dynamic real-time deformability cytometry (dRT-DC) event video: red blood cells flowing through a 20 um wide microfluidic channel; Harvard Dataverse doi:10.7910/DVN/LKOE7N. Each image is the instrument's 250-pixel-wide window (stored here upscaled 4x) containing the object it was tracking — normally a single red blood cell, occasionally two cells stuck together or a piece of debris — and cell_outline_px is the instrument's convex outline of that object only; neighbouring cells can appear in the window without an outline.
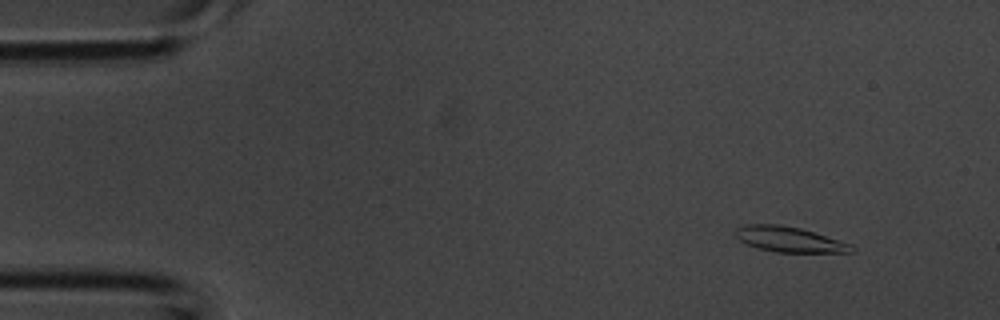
{"species": "common noctule bat (a hibernating species)", "species_latin": "Nyctalus noctula", "temperature_condition": "room temperature", "stored_images_in_passage": 3, "camera_frame_rate_fps": 3000, "um_per_image_px": 0.085, "animal": {"sex": "male", "body_mass_g": 20.1, "forearm_length_mm": 53.5}, "frame": {"image": 1, "passage_image": 1, "time_ms": 0.0, "image_size_px": [1000, 320], "cell_outline_px": [[856, 252], [776, 252], [756, 248], [740, 240], [732, 232], [736, 228], [744, 224], [776, 224], [800, 228], [852, 244], [856, 248]], "centroid_in_image_um": [67.07, 20.35], "position_along_channel_um": 17.9, "area_um2": 17.17}}
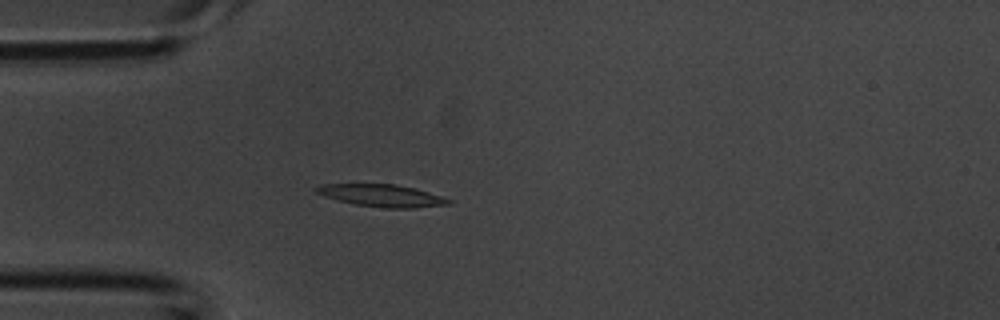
{"frame": {"image": 2, "passage_image": 3, "time_ms": 0.667, "image_size_px": [1000, 320], "cell_outline_px": [[452, 204], [412, 208], [384, 208], [356, 204], [324, 196], [316, 192], [312, 188], [320, 184], [396, 184], [412, 188], [440, 196], [452, 200]], "centroid_in_image_um": [32.43, 16.62], "position_along_channel_um": 52.6, "area_um2": 16.94}}